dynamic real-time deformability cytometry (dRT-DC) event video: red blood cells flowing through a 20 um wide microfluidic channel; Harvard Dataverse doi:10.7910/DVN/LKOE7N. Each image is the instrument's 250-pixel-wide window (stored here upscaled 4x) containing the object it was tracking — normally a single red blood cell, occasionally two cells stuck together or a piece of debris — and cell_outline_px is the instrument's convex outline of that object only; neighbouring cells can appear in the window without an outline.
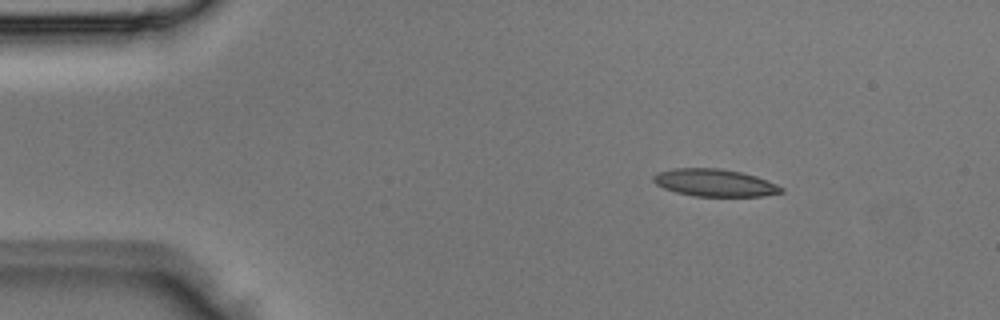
{"species": "Egyptian fruit bat (a non-hibernating species)", "species_latin": "Rousettus aegyptiacus", "temperature_condition": "room temperature", "stored_images_in_passage": 4, "camera_frame_rate_fps": 3000, "um_per_image_px": 0.085, "animal": {"sex": "male"}, "frame": {"image": 1, "passage_image": 2, "time_ms": 0.333, "image_size_px": [1000, 320], "cell_outline_px": [[784, 192], [760, 196], [696, 196], [676, 192], [664, 188], [656, 184], [652, 180], [652, 176], [656, 172], [672, 168], [720, 168], [740, 172], [756, 176], [776, 184], [784, 188]], "centroid_in_image_um": [60.71, 15.52], "position_along_channel_um": 24.3, "area_um2": 20.4}}